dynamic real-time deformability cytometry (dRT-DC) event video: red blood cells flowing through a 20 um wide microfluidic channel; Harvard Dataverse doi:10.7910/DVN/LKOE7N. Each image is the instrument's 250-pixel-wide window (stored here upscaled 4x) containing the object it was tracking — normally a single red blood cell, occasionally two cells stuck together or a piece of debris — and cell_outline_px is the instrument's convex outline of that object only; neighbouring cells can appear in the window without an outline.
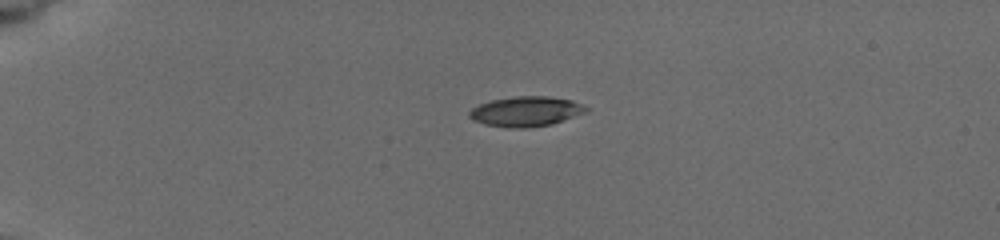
{"species": "common noctule bat (a hibernating species)", "species_latin": "Nyctalus noctula", "temperature_condition": "cold", "stored_images_in_passage": 6, "camera_frame_rate_fps": 3000, "um_per_image_px": 0.085, "animal": {"sex": "female", "body_mass_g": 19.5, "forearm_length_mm": 54.1}, "frame": {"image": 1, "passage_image": 1, "time_ms": 0.0, "image_size_px": [1000, 240], "cell_outline_px": [[588, 112], [552, 124], [524, 128], [508, 128], [484, 124], [468, 116], [468, 112], [472, 108], [480, 104], [492, 100], [512, 96], [548, 96], [572, 100], [588, 108]], "centroid_in_image_um": [44.71, 9.47], "position_along_channel_um": 40.3, "area_um2": 20.4}}
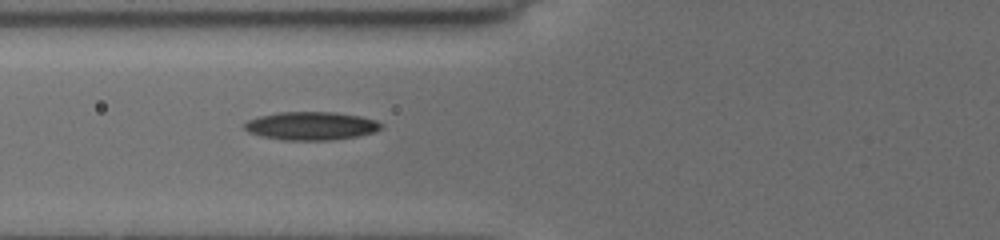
{"frame": {"image": 2, "passage_image": 6, "time_ms": 3.0, "image_size_px": [1000, 240], "cell_outline_px": [[384, 128], [376, 132], [360, 136], [332, 140], [284, 140], [260, 136], [248, 132], [244, 128], [244, 124], [248, 120], [256, 116], [276, 112], [336, 112], [360, 116], [376, 120], [384, 124]], "centroid_in_image_um": [26.48, 10.7], "position_along_channel_um": 99.3, "area_um2": 22.95}}